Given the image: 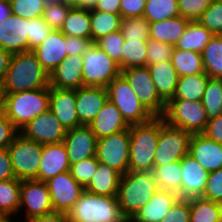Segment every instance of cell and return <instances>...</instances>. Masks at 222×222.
Masks as SVG:
<instances>
[{
  "label": "cell",
  "mask_w": 222,
  "mask_h": 222,
  "mask_svg": "<svg viewBox=\"0 0 222 222\" xmlns=\"http://www.w3.org/2000/svg\"><path fill=\"white\" fill-rule=\"evenodd\" d=\"M49 86V74L31 50L12 55L2 84L4 94Z\"/></svg>",
  "instance_id": "obj_1"
},
{
  "label": "cell",
  "mask_w": 222,
  "mask_h": 222,
  "mask_svg": "<svg viewBox=\"0 0 222 222\" xmlns=\"http://www.w3.org/2000/svg\"><path fill=\"white\" fill-rule=\"evenodd\" d=\"M165 123L162 116H154L146 123L130 125L129 171H153L160 128Z\"/></svg>",
  "instance_id": "obj_2"
},
{
  "label": "cell",
  "mask_w": 222,
  "mask_h": 222,
  "mask_svg": "<svg viewBox=\"0 0 222 222\" xmlns=\"http://www.w3.org/2000/svg\"><path fill=\"white\" fill-rule=\"evenodd\" d=\"M158 190L152 171H127L121 175L117 201L125 218H133Z\"/></svg>",
  "instance_id": "obj_3"
},
{
  "label": "cell",
  "mask_w": 222,
  "mask_h": 222,
  "mask_svg": "<svg viewBox=\"0 0 222 222\" xmlns=\"http://www.w3.org/2000/svg\"><path fill=\"white\" fill-rule=\"evenodd\" d=\"M50 86L4 94V114L20 131L31 120L49 109Z\"/></svg>",
  "instance_id": "obj_4"
},
{
  "label": "cell",
  "mask_w": 222,
  "mask_h": 222,
  "mask_svg": "<svg viewBox=\"0 0 222 222\" xmlns=\"http://www.w3.org/2000/svg\"><path fill=\"white\" fill-rule=\"evenodd\" d=\"M75 222H121L125 217L116 196L96 195L84 190L68 212Z\"/></svg>",
  "instance_id": "obj_5"
},
{
  "label": "cell",
  "mask_w": 222,
  "mask_h": 222,
  "mask_svg": "<svg viewBox=\"0 0 222 222\" xmlns=\"http://www.w3.org/2000/svg\"><path fill=\"white\" fill-rule=\"evenodd\" d=\"M106 89L108 100L117 107L129 125L146 123L154 117L142 105L136 92L121 74L113 79Z\"/></svg>",
  "instance_id": "obj_6"
},
{
  "label": "cell",
  "mask_w": 222,
  "mask_h": 222,
  "mask_svg": "<svg viewBox=\"0 0 222 222\" xmlns=\"http://www.w3.org/2000/svg\"><path fill=\"white\" fill-rule=\"evenodd\" d=\"M165 122L191 134L203 133L209 121L201 101L170 99L163 114Z\"/></svg>",
  "instance_id": "obj_7"
},
{
  "label": "cell",
  "mask_w": 222,
  "mask_h": 222,
  "mask_svg": "<svg viewBox=\"0 0 222 222\" xmlns=\"http://www.w3.org/2000/svg\"><path fill=\"white\" fill-rule=\"evenodd\" d=\"M83 86L103 87L121 74L119 65L95 43L82 54Z\"/></svg>",
  "instance_id": "obj_8"
},
{
  "label": "cell",
  "mask_w": 222,
  "mask_h": 222,
  "mask_svg": "<svg viewBox=\"0 0 222 222\" xmlns=\"http://www.w3.org/2000/svg\"><path fill=\"white\" fill-rule=\"evenodd\" d=\"M43 145L18 133L8 146L12 168L17 179H35L41 163Z\"/></svg>",
  "instance_id": "obj_9"
},
{
  "label": "cell",
  "mask_w": 222,
  "mask_h": 222,
  "mask_svg": "<svg viewBox=\"0 0 222 222\" xmlns=\"http://www.w3.org/2000/svg\"><path fill=\"white\" fill-rule=\"evenodd\" d=\"M130 131H120L97 141L96 158L99 163L114 168L121 175L129 171Z\"/></svg>",
  "instance_id": "obj_10"
},
{
  "label": "cell",
  "mask_w": 222,
  "mask_h": 222,
  "mask_svg": "<svg viewBox=\"0 0 222 222\" xmlns=\"http://www.w3.org/2000/svg\"><path fill=\"white\" fill-rule=\"evenodd\" d=\"M191 133L165 123L160 128L154 166H162L180 161L189 154Z\"/></svg>",
  "instance_id": "obj_11"
},
{
  "label": "cell",
  "mask_w": 222,
  "mask_h": 222,
  "mask_svg": "<svg viewBox=\"0 0 222 222\" xmlns=\"http://www.w3.org/2000/svg\"><path fill=\"white\" fill-rule=\"evenodd\" d=\"M121 75L136 92L142 105L153 116H163L166 102L159 96L147 66L123 69Z\"/></svg>",
  "instance_id": "obj_12"
},
{
  "label": "cell",
  "mask_w": 222,
  "mask_h": 222,
  "mask_svg": "<svg viewBox=\"0 0 222 222\" xmlns=\"http://www.w3.org/2000/svg\"><path fill=\"white\" fill-rule=\"evenodd\" d=\"M24 209L23 220L26 222L29 219L42 216L54 211L51 203L50 193L44 181L36 179L21 180L20 188V211ZM25 218V219H24Z\"/></svg>",
  "instance_id": "obj_13"
},
{
  "label": "cell",
  "mask_w": 222,
  "mask_h": 222,
  "mask_svg": "<svg viewBox=\"0 0 222 222\" xmlns=\"http://www.w3.org/2000/svg\"><path fill=\"white\" fill-rule=\"evenodd\" d=\"M45 183L56 212L68 214L84 191V187L72 177L69 171L60 173Z\"/></svg>",
  "instance_id": "obj_14"
},
{
  "label": "cell",
  "mask_w": 222,
  "mask_h": 222,
  "mask_svg": "<svg viewBox=\"0 0 222 222\" xmlns=\"http://www.w3.org/2000/svg\"><path fill=\"white\" fill-rule=\"evenodd\" d=\"M66 132L67 130L49 109L19 131L25 138L42 145L63 142Z\"/></svg>",
  "instance_id": "obj_15"
},
{
  "label": "cell",
  "mask_w": 222,
  "mask_h": 222,
  "mask_svg": "<svg viewBox=\"0 0 222 222\" xmlns=\"http://www.w3.org/2000/svg\"><path fill=\"white\" fill-rule=\"evenodd\" d=\"M98 138L88 125L69 129L64 138L70 165L96 156Z\"/></svg>",
  "instance_id": "obj_16"
},
{
  "label": "cell",
  "mask_w": 222,
  "mask_h": 222,
  "mask_svg": "<svg viewBox=\"0 0 222 222\" xmlns=\"http://www.w3.org/2000/svg\"><path fill=\"white\" fill-rule=\"evenodd\" d=\"M49 110L66 130L81 126L76 108V89L50 87Z\"/></svg>",
  "instance_id": "obj_17"
},
{
  "label": "cell",
  "mask_w": 222,
  "mask_h": 222,
  "mask_svg": "<svg viewBox=\"0 0 222 222\" xmlns=\"http://www.w3.org/2000/svg\"><path fill=\"white\" fill-rule=\"evenodd\" d=\"M0 48L12 54L28 51V20L10 14L0 23Z\"/></svg>",
  "instance_id": "obj_18"
},
{
  "label": "cell",
  "mask_w": 222,
  "mask_h": 222,
  "mask_svg": "<svg viewBox=\"0 0 222 222\" xmlns=\"http://www.w3.org/2000/svg\"><path fill=\"white\" fill-rule=\"evenodd\" d=\"M189 155L209 173L222 168V144L202 133L191 135Z\"/></svg>",
  "instance_id": "obj_19"
},
{
  "label": "cell",
  "mask_w": 222,
  "mask_h": 222,
  "mask_svg": "<svg viewBox=\"0 0 222 222\" xmlns=\"http://www.w3.org/2000/svg\"><path fill=\"white\" fill-rule=\"evenodd\" d=\"M83 58L80 55L66 56L49 74L52 88L78 89L83 86Z\"/></svg>",
  "instance_id": "obj_20"
},
{
  "label": "cell",
  "mask_w": 222,
  "mask_h": 222,
  "mask_svg": "<svg viewBox=\"0 0 222 222\" xmlns=\"http://www.w3.org/2000/svg\"><path fill=\"white\" fill-rule=\"evenodd\" d=\"M108 100L103 87L82 86L76 89V108L79 122L89 125Z\"/></svg>",
  "instance_id": "obj_21"
},
{
  "label": "cell",
  "mask_w": 222,
  "mask_h": 222,
  "mask_svg": "<svg viewBox=\"0 0 222 222\" xmlns=\"http://www.w3.org/2000/svg\"><path fill=\"white\" fill-rule=\"evenodd\" d=\"M69 168L68 154L63 142L44 144L38 176L35 179L46 182L60 173L69 171Z\"/></svg>",
  "instance_id": "obj_22"
},
{
  "label": "cell",
  "mask_w": 222,
  "mask_h": 222,
  "mask_svg": "<svg viewBox=\"0 0 222 222\" xmlns=\"http://www.w3.org/2000/svg\"><path fill=\"white\" fill-rule=\"evenodd\" d=\"M181 198L202 197L209 172L189 154L181 159Z\"/></svg>",
  "instance_id": "obj_23"
},
{
  "label": "cell",
  "mask_w": 222,
  "mask_h": 222,
  "mask_svg": "<svg viewBox=\"0 0 222 222\" xmlns=\"http://www.w3.org/2000/svg\"><path fill=\"white\" fill-rule=\"evenodd\" d=\"M32 51L50 74L67 56L65 35L60 30H52L50 35Z\"/></svg>",
  "instance_id": "obj_24"
},
{
  "label": "cell",
  "mask_w": 222,
  "mask_h": 222,
  "mask_svg": "<svg viewBox=\"0 0 222 222\" xmlns=\"http://www.w3.org/2000/svg\"><path fill=\"white\" fill-rule=\"evenodd\" d=\"M88 126L98 139L130 128L121 112L110 100H107Z\"/></svg>",
  "instance_id": "obj_25"
},
{
  "label": "cell",
  "mask_w": 222,
  "mask_h": 222,
  "mask_svg": "<svg viewBox=\"0 0 222 222\" xmlns=\"http://www.w3.org/2000/svg\"><path fill=\"white\" fill-rule=\"evenodd\" d=\"M178 198L175 192L158 189L132 219L136 222H161Z\"/></svg>",
  "instance_id": "obj_26"
},
{
  "label": "cell",
  "mask_w": 222,
  "mask_h": 222,
  "mask_svg": "<svg viewBox=\"0 0 222 222\" xmlns=\"http://www.w3.org/2000/svg\"><path fill=\"white\" fill-rule=\"evenodd\" d=\"M146 66L159 96L167 103L173 97L179 79L171 60Z\"/></svg>",
  "instance_id": "obj_27"
},
{
  "label": "cell",
  "mask_w": 222,
  "mask_h": 222,
  "mask_svg": "<svg viewBox=\"0 0 222 222\" xmlns=\"http://www.w3.org/2000/svg\"><path fill=\"white\" fill-rule=\"evenodd\" d=\"M188 24L189 20L182 16L150 23L149 38L174 46L184 34Z\"/></svg>",
  "instance_id": "obj_28"
},
{
  "label": "cell",
  "mask_w": 222,
  "mask_h": 222,
  "mask_svg": "<svg viewBox=\"0 0 222 222\" xmlns=\"http://www.w3.org/2000/svg\"><path fill=\"white\" fill-rule=\"evenodd\" d=\"M121 174L114 168L99 163L98 169L84 190L103 196H117Z\"/></svg>",
  "instance_id": "obj_29"
},
{
  "label": "cell",
  "mask_w": 222,
  "mask_h": 222,
  "mask_svg": "<svg viewBox=\"0 0 222 222\" xmlns=\"http://www.w3.org/2000/svg\"><path fill=\"white\" fill-rule=\"evenodd\" d=\"M213 36L198 20L189 21L184 34L176 42L174 48L202 53L204 47Z\"/></svg>",
  "instance_id": "obj_30"
},
{
  "label": "cell",
  "mask_w": 222,
  "mask_h": 222,
  "mask_svg": "<svg viewBox=\"0 0 222 222\" xmlns=\"http://www.w3.org/2000/svg\"><path fill=\"white\" fill-rule=\"evenodd\" d=\"M208 80L209 76L207 73L179 77L175 92L171 99L201 101Z\"/></svg>",
  "instance_id": "obj_31"
},
{
  "label": "cell",
  "mask_w": 222,
  "mask_h": 222,
  "mask_svg": "<svg viewBox=\"0 0 222 222\" xmlns=\"http://www.w3.org/2000/svg\"><path fill=\"white\" fill-rule=\"evenodd\" d=\"M60 31L64 35L91 39L90 9L83 7L71 8Z\"/></svg>",
  "instance_id": "obj_32"
},
{
  "label": "cell",
  "mask_w": 222,
  "mask_h": 222,
  "mask_svg": "<svg viewBox=\"0 0 222 222\" xmlns=\"http://www.w3.org/2000/svg\"><path fill=\"white\" fill-rule=\"evenodd\" d=\"M152 172L158 189L175 192L181 198V160L162 166H153Z\"/></svg>",
  "instance_id": "obj_33"
},
{
  "label": "cell",
  "mask_w": 222,
  "mask_h": 222,
  "mask_svg": "<svg viewBox=\"0 0 222 222\" xmlns=\"http://www.w3.org/2000/svg\"><path fill=\"white\" fill-rule=\"evenodd\" d=\"M21 180L17 178L0 181V215L15 216L20 212Z\"/></svg>",
  "instance_id": "obj_34"
},
{
  "label": "cell",
  "mask_w": 222,
  "mask_h": 222,
  "mask_svg": "<svg viewBox=\"0 0 222 222\" xmlns=\"http://www.w3.org/2000/svg\"><path fill=\"white\" fill-rule=\"evenodd\" d=\"M190 222H222V204L202 197L189 199Z\"/></svg>",
  "instance_id": "obj_35"
},
{
  "label": "cell",
  "mask_w": 222,
  "mask_h": 222,
  "mask_svg": "<svg viewBox=\"0 0 222 222\" xmlns=\"http://www.w3.org/2000/svg\"><path fill=\"white\" fill-rule=\"evenodd\" d=\"M171 63L179 77L206 73L202 54L199 52L173 49Z\"/></svg>",
  "instance_id": "obj_36"
},
{
  "label": "cell",
  "mask_w": 222,
  "mask_h": 222,
  "mask_svg": "<svg viewBox=\"0 0 222 222\" xmlns=\"http://www.w3.org/2000/svg\"><path fill=\"white\" fill-rule=\"evenodd\" d=\"M91 41L95 43L101 37L119 31L122 17L120 14L105 13L90 8Z\"/></svg>",
  "instance_id": "obj_37"
},
{
  "label": "cell",
  "mask_w": 222,
  "mask_h": 222,
  "mask_svg": "<svg viewBox=\"0 0 222 222\" xmlns=\"http://www.w3.org/2000/svg\"><path fill=\"white\" fill-rule=\"evenodd\" d=\"M201 54L208 76L222 79V35H214Z\"/></svg>",
  "instance_id": "obj_38"
},
{
  "label": "cell",
  "mask_w": 222,
  "mask_h": 222,
  "mask_svg": "<svg viewBox=\"0 0 222 222\" xmlns=\"http://www.w3.org/2000/svg\"><path fill=\"white\" fill-rule=\"evenodd\" d=\"M180 16L177 0H146L143 17L149 22H160Z\"/></svg>",
  "instance_id": "obj_39"
},
{
  "label": "cell",
  "mask_w": 222,
  "mask_h": 222,
  "mask_svg": "<svg viewBox=\"0 0 222 222\" xmlns=\"http://www.w3.org/2000/svg\"><path fill=\"white\" fill-rule=\"evenodd\" d=\"M201 102L208 120L222 115V79L209 77Z\"/></svg>",
  "instance_id": "obj_40"
},
{
  "label": "cell",
  "mask_w": 222,
  "mask_h": 222,
  "mask_svg": "<svg viewBox=\"0 0 222 222\" xmlns=\"http://www.w3.org/2000/svg\"><path fill=\"white\" fill-rule=\"evenodd\" d=\"M148 41L125 40L123 44V69L147 65Z\"/></svg>",
  "instance_id": "obj_41"
},
{
  "label": "cell",
  "mask_w": 222,
  "mask_h": 222,
  "mask_svg": "<svg viewBox=\"0 0 222 222\" xmlns=\"http://www.w3.org/2000/svg\"><path fill=\"white\" fill-rule=\"evenodd\" d=\"M120 32L125 40L148 41L150 23L143 16L122 18Z\"/></svg>",
  "instance_id": "obj_42"
},
{
  "label": "cell",
  "mask_w": 222,
  "mask_h": 222,
  "mask_svg": "<svg viewBox=\"0 0 222 222\" xmlns=\"http://www.w3.org/2000/svg\"><path fill=\"white\" fill-rule=\"evenodd\" d=\"M125 39L119 31L112 32L101 37L95 44L107 53L118 65L120 70H123V44Z\"/></svg>",
  "instance_id": "obj_43"
},
{
  "label": "cell",
  "mask_w": 222,
  "mask_h": 222,
  "mask_svg": "<svg viewBox=\"0 0 222 222\" xmlns=\"http://www.w3.org/2000/svg\"><path fill=\"white\" fill-rule=\"evenodd\" d=\"M11 13L27 20L43 16L45 3L42 0H8Z\"/></svg>",
  "instance_id": "obj_44"
},
{
  "label": "cell",
  "mask_w": 222,
  "mask_h": 222,
  "mask_svg": "<svg viewBox=\"0 0 222 222\" xmlns=\"http://www.w3.org/2000/svg\"><path fill=\"white\" fill-rule=\"evenodd\" d=\"M198 21L213 35H222V0H214Z\"/></svg>",
  "instance_id": "obj_45"
},
{
  "label": "cell",
  "mask_w": 222,
  "mask_h": 222,
  "mask_svg": "<svg viewBox=\"0 0 222 222\" xmlns=\"http://www.w3.org/2000/svg\"><path fill=\"white\" fill-rule=\"evenodd\" d=\"M98 165L99 162L96 156H94L71 164L69 172L72 177L85 188L96 173Z\"/></svg>",
  "instance_id": "obj_46"
},
{
  "label": "cell",
  "mask_w": 222,
  "mask_h": 222,
  "mask_svg": "<svg viewBox=\"0 0 222 222\" xmlns=\"http://www.w3.org/2000/svg\"><path fill=\"white\" fill-rule=\"evenodd\" d=\"M72 7L62 2L45 4L43 19L53 30H60Z\"/></svg>",
  "instance_id": "obj_47"
},
{
  "label": "cell",
  "mask_w": 222,
  "mask_h": 222,
  "mask_svg": "<svg viewBox=\"0 0 222 222\" xmlns=\"http://www.w3.org/2000/svg\"><path fill=\"white\" fill-rule=\"evenodd\" d=\"M51 29L44 21L43 17L28 20V51L35 49L41 44L47 36L50 35Z\"/></svg>",
  "instance_id": "obj_48"
},
{
  "label": "cell",
  "mask_w": 222,
  "mask_h": 222,
  "mask_svg": "<svg viewBox=\"0 0 222 222\" xmlns=\"http://www.w3.org/2000/svg\"><path fill=\"white\" fill-rule=\"evenodd\" d=\"M174 46L157 40H148L147 65L170 61Z\"/></svg>",
  "instance_id": "obj_49"
},
{
  "label": "cell",
  "mask_w": 222,
  "mask_h": 222,
  "mask_svg": "<svg viewBox=\"0 0 222 222\" xmlns=\"http://www.w3.org/2000/svg\"><path fill=\"white\" fill-rule=\"evenodd\" d=\"M179 13L189 21L199 20L214 0H177Z\"/></svg>",
  "instance_id": "obj_50"
},
{
  "label": "cell",
  "mask_w": 222,
  "mask_h": 222,
  "mask_svg": "<svg viewBox=\"0 0 222 222\" xmlns=\"http://www.w3.org/2000/svg\"><path fill=\"white\" fill-rule=\"evenodd\" d=\"M202 198L222 204V168L208 174Z\"/></svg>",
  "instance_id": "obj_51"
},
{
  "label": "cell",
  "mask_w": 222,
  "mask_h": 222,
  "mask_svg": "<svg viewBox=\"0 0 222 222\" xmlns=\"http://www.w3.org/2000/svg\"><path fill=\"white\" fill-rule=\"evenodd\" d=\"M161 222H190L189 199L178 198Z\"/></svg>",
  "instance_id": "obj_52"
},
{
  "label": "cell",
  "mask_w": 222,
  "mask_h": 222,
  "mask_svg": "<svg viewBox=\"0 0 222 222\" xmlns=\"http://www.w3.org/2000/svg\"><path fill=\"white\" fill-rule=\"evenodd\" d=\"M19 131L4 113L0 114V149L8 148Z\"/></svg>",
  "instance_id": "obj_53"
},
{
  "label": "cell",
  "mask_w": 222,
  "mask_h": 222,
  "mask_svg": "<svg viewBox=\"0 0 222 222\" xmlns=\"http://www.w3.org/2000/svg\"><path fill=\"white\" fill-rule=\"evenodd\" d=\"M146 0H121L120 15L122 18L143 16Z\"/></svg>",
  "instance_id": "obj_54"
},
{
  "label": "cell",
  "mask_w": 222,
  "mask_h": 222,
  "mask_svg": "<svg viewBox=\"0 0 222 222\" xmlns=\"http://www.w3.org/2000/svg\"><path fill=\"white\" fill-rule=\"evenodd\" d=\"M65 43H67V56H82V54L88 50L93 42L91 39L65 35Z\"/></svg>",
  "instance_id": "obj_55"
},
{
  "label": "cell",
  "mask_w": 222,
  "mask_h": 222,
  "mask_svg": "<svg viewBox=\"0 0 222 222\" xmlns=\"http://www.w3.org/2000/svg\"><path fill=\"white\" fill-rule=\"evenodd\" d=\"M202 134L207 138L222 144V115L209 120L206 129Z\"/></svg>",
  "instance_id": "obj_56"
},
{
  "label": "cell",
  "mask_w": 222,
  "mask_h": 222,
  "mask_svg": "<svg viewBox=\"0 0 222 222\" xmlns=\"http://www.w3.org/2000/svg\"><path fill=\"white\" fill-rule=\"evenodd\" d=\"M16 178L7 148L0 149V181Z\"/></svg>",
  "instance_id": "obj_57"
},
{
  "label": "cell",
  "mask_w": 222,
  "mask_h": 222,
  "mask_svg": "<svg viewBox=\"0 0 222 222\" xmlns=\"http://www.w3.org/2000/svg\"><path fill=\"white\" fill-rule=\"evenodd\" d=\"M26 222H68V214L53 211L42 216H36Z\"/></svg>",
  "instance_id": "obj_58"
},
{
  "label": "cell",
  "mask_w": 222,
  "mask_h": 222,
  "mask_svg": "<svg viewBox=\"0 0 222 222\" xmlns=\"http://www.w3.org/2000/svg\"><path fill=\"white\" fill-rule=\"evenodd\" d=\"M120 3L121 0H99L94 9L110 14H120Z\"/></svg>",
  "instance_id": "obj_59"
},
{
  "label": "cell",
  "mask_w": 222,
  "mask_h": 222,
  "mask_svg": "<svg viewBox=\"0 0 222 222\" xmlns=\"http://www.w3.org/2000/svg\"><path fill=\"white\" fill-rule=\"evenodd\" d=\"M12 55L9 51L0 48V85L3 84Z\"/></svg>",
  "instance_id": "obj_60"
},
{
  "label": "cell",
  "mask_w": 222,
  "mask_h": 222,
  "mask_svg": "<svg viewBox=\"0 0 222 222\" xmlns=\"http://www.w3.org/2000/svg\"><path fill=\"white\" fill-rule=\"evenodd\" d=\"M11 14L8 0H0V23H2Z\"/></svg>",
  "instance_id": "obj_61"
},
{
  "label": "cell",
  "mask_w": 222,
  "mask_h": 222,
  "mask_svg": "<svg viewBox=\"0 0 222 222\" xmlns=\"http://www.w3.org/2000/svg\"><path fill=\"white\" fill-rule=\"evenodd\" d=\"M66 6L69 7H83V0H61Z\"/></svg>",
  "instance_id": "obj_62"
},
{
  "label": "cell",
  "mask_w": 222,
  "mask_h": 222,
  "mask_svg": "<svg viewBox=\"0 0 222 222\" xmlns=\"http://www.w3.org/2000/svg\"><path fill=\"white\" fill-rule=\"evenodd\" d=\"M99 0H83V8H94Z\"/></svg>",
  "instance_id": "obj_63"
},
{
  "label": "cell",
  "mask_w": 222,
  "mask_h": 222,
  "mask_svg": "<svg viewBox=\"0 0 222 222\" xmlns=\"http://www.w3.org/2000/svg\"><path fill=\"white\" fill-rule=\"evenodd\" d=\"M4 113V91L0 85V114Z\"/></svg>",
  "instance_id": "obj_64"
},
{
  "label": "cell",
  "mask_w": 222,
  "mask_h": 222,
  "mask_svg": "<svg viewBox=\"0 0 222 222\" xmlns=\"http://www.w3.org/2000/svg\"><path fill=\"white\" fill-rule=\"evenodd\" d=\"M13 216H2L0 215V222H20V220H18V218L14 219L15 217ZM14 219V220H12Z\"/></svg>",
  "instance_id": "obj_65"
},
{
  "label": "cell",
  "mask_w": 222,
  "mask_h": 222,
  "mask_svg": "<svg viewBox=\"0 0 222 222\" xmlns=\"http://www.w3.org/2000/svg\"><path fill=\"white\" fill-rule=\"evenodd\" d=\"M45 4L48 3H55V2H61V0H42Z\"/></svg>",
  "instance_id": "obj_66"
},
{
  "label": "cell",
  "mask_w": 222,
  "mask_h": 222,
  "mask_svg": "<svg viewBox=\"0 0 222 222\" xmlns=\"http://www.w3.org/2000/svg\"><path fill=\"white\" fill-rule=\"evenodd\" d=\"M121 222H128V218H124Z\"/></svg>",
  "instance_id": "obj_67"
},
{
  "label": "cell",
  "mask_w": 222,
  "mask_h": 222,
  "mask_svg": "<svg viewBox=\"0 0 222 222\" xmlns=\"http://www.w3.org/2000/svg\"><path fill=\"white\" fill-rule=\"evenodd\" d=\"M128 222H136L132 218L128 219Z\"/></svg>",
  "instance_id": "obj_68"
},
{
  "label": "cell",
  "mask_w": 222,
  "mask_h": 222,
  "mask_svg": "<svg viewBox=\"0 0 222 222\" xmlns=\"http://www.w3.org/2000/svg\"><path fill=\"white\" fill-rule=\"evenodd\" d=\"M68 222H75V221H73V220L69 219V217H68Z\"/></svg>",
  "instance_id": "obj_69"
}]
</instances>
